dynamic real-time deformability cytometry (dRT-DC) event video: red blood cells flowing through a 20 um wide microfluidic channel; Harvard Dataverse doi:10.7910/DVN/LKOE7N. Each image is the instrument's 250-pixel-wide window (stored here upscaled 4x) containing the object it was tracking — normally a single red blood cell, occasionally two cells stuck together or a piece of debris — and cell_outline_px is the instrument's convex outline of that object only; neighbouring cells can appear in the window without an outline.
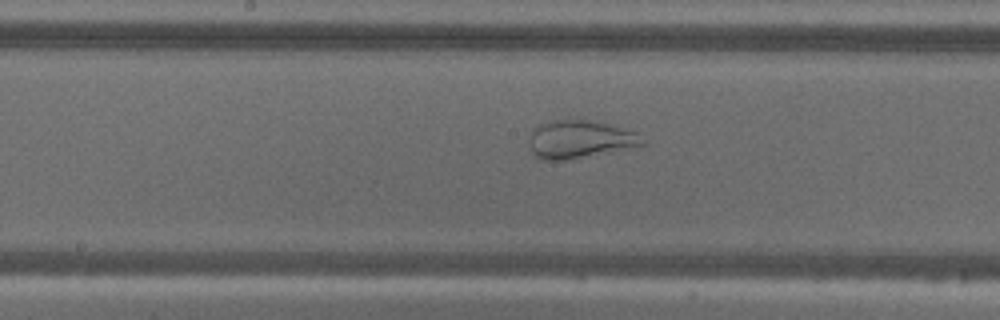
{"species": "common noctule bat (a hibernating species)", "species_latin": "Nyctalus noctula", "temperature_condition": "warm", "stored_images_in_passage": 56, "camera_frame_rate_fps": 3000, "um_per_image_px": 0.085, "animal": {"sex": "male", "body_mass_g": 18.8}, "frame": {"image": 1, "passage_image": 29, "time_ms": 9.333, "image_size_px": [1000, 320], "cell_outline_px": [[648, 144], [632, 148], [568, 160], [544, 160], [536, 156], [532, 152], [528, 144], [528, 140], [532, 128], [536, 124], [552, 120], [592, 120], [608, 124], [636, 132]], "centroid_in_image_um": [49.26, 11.84], "position_along_channel_um": 198.9, "area_um2": 25.43}}
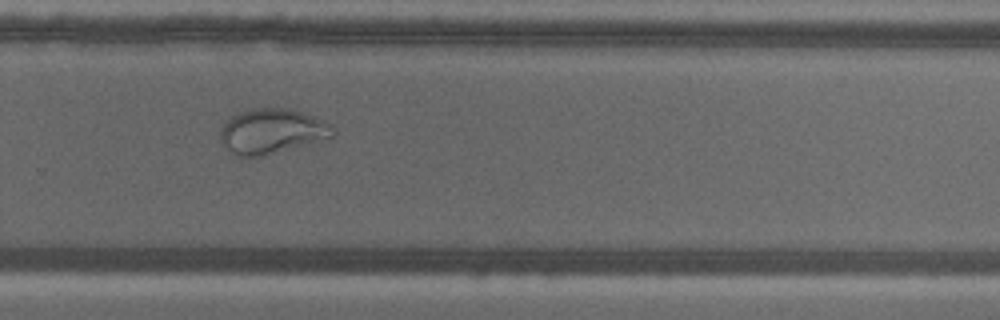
{"frame": {"image": 2, "passage_image": 38, "time_ms": 12.333, "image_size_px": [1000, 320], "cell_outline_px": [[336, 132], [332, 136], [264, 156], [236, 156], [228, 152], [220, 144], [220, 128], [236, 112], [252, 108], [292, 108], [304, 112], [336, 128]], "centroid_in_image_um": [23.03, 11.15], "position_along_channel_um": 306.8, "area_um2": 29.54}}
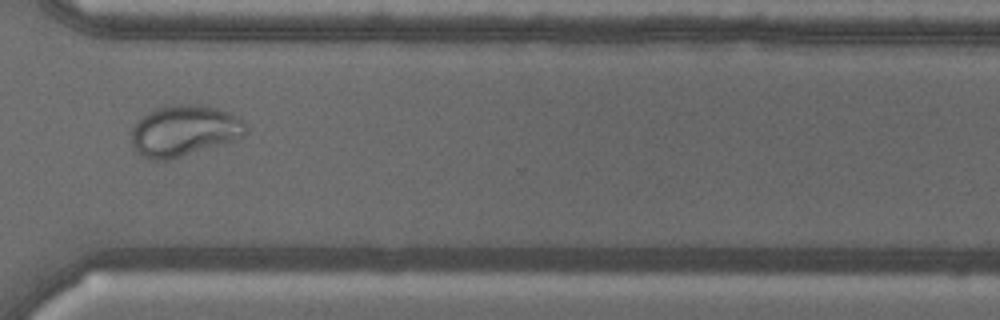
{"frame": {"image": 3, "passage_image": 42, "time_ms": 13.667, "image_size_px": [1000, 320], "cell_outline_px": [[248, 132], [244, 136], [232, 140], [168, 160], [148, 160], [140, 156], [132, 144], [132, 128], [136, 120], [148, 112], [164, 104], [200, 104], [216, 108], [244, 120], [248, 128]], "centroid_in_image_um": [15.61, 11.09], "position_along_channel_um": 355.0, "area_um2": 34.04}}